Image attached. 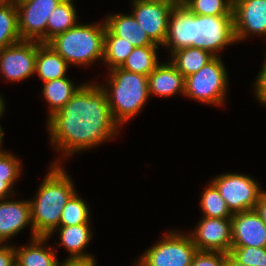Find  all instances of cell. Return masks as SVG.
Segmentation results:
<instances>
[{"mask_svg":"<svg viewBox=\"0 0 266 266\" xmlns=\"http://www.w3.org/2000/svg\"><path fill=\"white\" fill-rule=\"evenodd\" d=\"M46 126L52 145L66 158L109 141L120 132L105 89L89 82L82 84L73 97L48 118Z\"/></svg>","mask_w":266,"mask_h":266,"instance_id":"obj_1","label":"cell"},{"mask_svg":"<svg viewBox=\"0 0 266 266\" xmlns=\"http://www.w3.org/2000/svg\"><path fill=\"white\" fill-rule=\"evenodd\" d=\"M52 162L50 171L39 186L37 195L29 200L33 231L37 236L48 237L56 228L62 210L76 192L72 179L59 163Z\"/></svg>","mask_w":266,"mask_h":266,"instance_id":"obj_2","label":"cell"},{"mask_svg":"<svg viewBox=\"0 0 266 266\" xmlns=\"http://www.w3.org/2000/svg\"><path fill=\"white\" fill-rule=\"evenodd\" d=\"M109 71V82L102 86L107 93L114 120L123 125L135 117L148 101V76L128 72L120 67Z\"/></svg>","mask_w":266,"mask_h":266,"instance_id":"obj_3","label":"cell"},{"mask_svg":"<svg viewBox=\"0 0 266 266\" xmlns=\"http://www.w3.org/2000/svg\"><path fill=\"white\" fill-rule=\"evenodd\" d=\"M105 21L102 23L79 24L57 34L47 44L70 65L88 66L103 60Z\"/></svg>","mask_w":266,"mask_h":266,"instance_id":"obj_4","label":"cell"},{"mask_svg":"<svg viewBox=\"0 0 266 266\" xmlns=\"http://www.w3.org/2000/svg\"><path fill=\"white\" fill-rule=\"evenodd\" d=\"M228 73L221 58L214 57L199 71L185 77V97L199 102L223 106Z\"/></svg>","mask_w":266,"mask_h":266,"instance_id":"obj_5","label":"cell"},{"mask_svg":"<svg viewBox=\"0 0 266 266\" xmlns=\"http://www.w3.org/2000/svg\"><path fill=\"white\" fill-rule=\"evenodd\" d=\"M236 43L233 15L203 16L191 12V47L209 51L213 56Z\"/></svg>","mask_w":266,"mask_h":266,"instance_id":"obj_6","label":"cell"},{"mask_svg":"<svg viewBox=\"0 0 266 266\" xmlns=\"http://www.w3.org/2000/svg\"><path fill=\"white\" fill-rule=\"evenodd\" d=\"M197 247L188 234L171 231L137 261L142 266H191Z\"/></svg>","mask_w":266,"mask_h":266,"instance_id":"obj_7","label":"cell"},{"mask_svg":"<svg viewBox=\"0 0 266 266\" xmlns=\"http://www.w3.org/2000/svg\"><path fill=\"white\" fill-rule=\"evenodd\" d=\"M234 214L255 208L264 190L254 178L238 173H224L212 179Z\"/></svg>","mask_w":266,"mask_h":266,"instance_id":"obj_8","label":"cell"},{"mask_svg":"<svg viewBox=\"0 0 266 266\" xmlns=\"http://www.w3.org/2000/svg\"><path fill=\"white\" fill-rule=\"evenodd\" d=\"M21 40L47 43L48 16L62 0H14Z\"/></svg>","mask_w":266,"mask_h":266,"instance_id":"obj_9","label":"cell"},{"mask_svg":"<svg viewBox=\"0 0 266 266\" xmlns=\"http://www.w3.org/2000/svg\"><path fill=\"white\" fill-rule=\"evenodd\" d=\"M41 44L21 40L0 51V73L7 81L19 82L35 74L37 48Z\"/></svg>","mask_w":266,"mask_h":266,"instance_id":"obj_10","label":"cell"},{"mask_svg":"<svg viewBox=\"0 0 266 266\" xmlns=\"http://www.w3.org/2000/svg\"><path fill=\"white\" fill-rule=\"evenodd\" d=\"M132 4V14L140 27L155 44L163 46L174 5L147 0H133Z\"/></svg>","mask_w":266,"mask_h":266,"instance_id":"obj_11","label":"cell"},{"mask_svg":"<svg viewBox=\"0 0 266 266\" xmlns=\"http://www.w3.org/2000/svg\"><path fill=\"white\" fill-rule=\"evenodd\" d=\"M189 235L200 251L231 252L232 231L231 218L203 217Z\"/></svg>","mask_w":266,"mask_h":266,"instance_id":"obj_12","label":"cell"},{"mask_svg":"<svg viewBox=\"0 0 266 266\" xmlns=\"http://www.w3.org/2000/svg\"><path fill=\"white\" fill-rule=\"evenodd\" d=\"M236 42L252 34L266 36V0H233Z\"/></svg>","mask_w":266,"mask_h":266,"instance_id":"obj_13","label":"cell"},{"mask_svg":"<svg viewBox=\"0 0 266 266\" xmlns=\"http://www.w3.org/2000/svg\"><path fill=\"white\" fill-rule=\"evenodd\" d=\"M232 245L266 247V225L255 209L231 217Z\"/></svg>","mask_w":266,"mask_h":266,"instance_id":"obj_14","label":"cell"},{"mask_svg":"<svg viewBox=\"0 0 266 266\" xmlns=\"http://www.w3.org/2000/svg\"><path fill=\"white\" fill-rule=\"evenodd\" d=\"M27 225H31L32 237H38L33 231L31 221V206L29 200L10 201L0 200V243L21 232Z\"/></svg>","mask_w":266,"mask_h":266,"instance_id":"obj_15","label":"cell"},{"mask_svg":"<svg viewBox=\"0 0 266 266\" xmlns=\"http://www.w3.org/2000/svg\"><path fill=\"white\" fill-rule=\"evenodd\" d=\"M149 95L170 97L177 93L185 94V77L171 63H159L148 75Z\"/></svg>","mask_w":266,"mask_h":266,"instance_id":"obj_16","label":"cell"},{"mask_svg":"<svg viewBox=\"0 0 266 266\" xmlns=\"http://www.w3.org/2000/svg\"><path fill=\"white\" fill-rule=\"evenodd\" d=\"M163 46L170 49V54L191 47V11L182 3L171 10Z\"/></svg>","mask_w":266,"mask_h":266,"instance_id":"obj_17","label":"cell"},{"mask_svg":"<svg viewBox=\"0 0 266 266\" xmlns=\"http://www.w3.org/2000/svg\"><path fill=\"white\" fill-rule=\"evenodd\" d=\"M90 224H79L71 226H59L48 237H51L55 231L58 230L61 246L70 253L67 259L70 260H92L95 259L93 255L85 253V248L91 241Z\"/></svg>","mask_w":266,"mask_h":266,"instance_id":"obj_18","label":"cell"},{"mask_svg":"<svg viewBox=\"0 0 266 266\" xmlns=\"http://www.w3.org/2000/svg\"><path fill=\"white\" fill-rule=\"evenodd\" d=\"M105 24L116 36L124 38L134 47L157 45L140 27L133 14H111L106 16Z\"/></svg>","mask_w":266,"mask_h":266,"instance_id":"obj_19","label":"cell"},{"mask_svg":"<svg viewBox=\"0 0 266 266\" xmlns=\"http://www.w3.org/2000/svg\"><path fill=\"white\" fill-rule=\"evenodd\" d=\"M49 237L38 236L30 244L16 248V266H59L54 249L43 246Z\"/></svg>","mask_w":266,"mask_h":266,"instance_id":"obj_20","label":"cell"},{"mask_svg":"<svg viewBox=\"0 0 266 266\" xmlns=\"http://www.w3.org/2000/svg\"><path fill=\"white\" fill-rule=\"evenodd\" d=\"M69 64L56 53L47 43L37 48L35 75L43 82L66 77Z\"/></svg>","mask_w":266,"mask_h":266,"instance_id":"obj_21","label":"cell"},{"mask_svg":"<svg viewBox=\"0 0 266 266\" xmlns=\"http://www.w3.org/2000/svg\"><path fill=\"white\" fill-rule=\"evenodd\" d=\"M42 93L49 105L48 118L59 111L82 86H76L68 77L44 82Z\"/></svg>","mask_w":266,"mask_h":266,"instance_id":"obj_22","label":"cell"},{"mask_svg":"<svg viewBox=\"0 0 266 266\" xmlns=\"http://www.w3.org/2000/svg\"><path fill=\"white\" fill-rule=\"evenodd\" d=\"M171 63L184 76L187 77L205 66L213 56L209 51L197 47H188L171 53Z\"/></svg>","mask_w":266,"mask_h":266,"instance_id":"obj_23","label":"cell"},{"mask_svg":"<svg viewBox=\"0 0 266 266\" xmlns=\"http://www.w3.org/2000/svg\"><path fill=\"white\" fill-rule=\"evenodd\" d=\"M74 0H62L48 16L47 42L77 24V11Z\"/></svg>","mask_w":266,"mask_h":266,"instance_id":"obj_24","label":"cell"},{"mask_svg":"<svg viewBox=\"0 0 266 266\" xmlns=\"http://www.w3.org/2000/svg\"><path fill=\"white\" fill-rule=\"evenodd\" d=\"M158 48L159 45L135 47L120 68L148 76L159 64L156 52Z\"/></svg>","mask_w":266,"mask_h":266,"instance_id":"obj_25","label":"cell"},{"mask_svg":"<svg viewBox=\"0 0 266 266\" xmlns=\"http://www.w3.org/2000/svg\"><path fill=\"white\" fill-rule=\"evenodd\" d=\"M135 47L116 36L107 26L105 28L103 62L109 70L121 67Z\"/></svg>","mask_w":266,"mask_h":266,"instance_id":"obj_26","label":"cell"},{"mask_svg":"<svg viewBox=\"0 0 266 266\" xmlns=\"http://www.w3.org/2000/svg\"><path fill=\"white\" fill-rule=\"evenodd\" d=\"M21 41L18 30V12L15 1L0 8V51Z\"/></svg>","mask_w":266,"mask_h":266,"instance_id":"obj_27","label":"cell"},{"mask_svg":"<svg viewBox=\"0 0 266 266\" xmlns=\"http://www.w3.org/2000/svg\"><path fill=\"white\" fill-rule=\"evenodd\" d=\"M200 208L203 212V217L231 218L233 216V213L229 210L226 201L212 181L202 192Z\"/></svg>","mask_w":266,"mask_h":266,"instance_id":"obj_28","label":"cell"},{"mask_svg":"<svg viewBox=\"0 0 266 266\" xmlns=\"http://www.w3.org/2000/svg\"><path fill=\"white\" fill-rule=\"evenodd\" d=\"M87 203L75 192L62 210L59 226L90 224V212Z\"/></svg>","mask_w":266,"mask_h":266,"instance_id":"obj_29","label":"cell"},{"mask_svg":"<svg viewBox=\"0 0 266 266\" xmlns=\"http://www.w3.org/2000/svg\"><path fill=\"white\" fill-rule=\"evenodd\" d=\"M182 4L196 15H233V0H183Z\"/></svg>","mask_w":266,"mask_h":266,"instance_id":"obj_30","label":"cell"},{"mask_svg":"<svg viewBox=\"0 0 266 266\" xmlns=\"http://www.w3.org/2000/svg\"><path fill=\"white\" fill-rule=\"evenodd\" d=\"M230 254L241 264L266 266V247L231 246Z\"/></svg>","mask_w":266,"mask_h":266,"instance_id":"obj_31","label":"cell"},{"mask_svg":"<svg viewBox=\"0 0 266 266\" xmlns=\"http://www.w3.org/2000/svg\"><path fill=\"white\" fill-rule=\"evenodd\" d=\"M14 154L1 150L0 146V179H17L21 175V162Z\"/></svg>","mask_w":266,"mask_h":266,"instance_id":"obj_32","label":"cell"},{"mask_svg":"<svg viewBox=\"0 0 266 266\" xmlns=\"http://www.w3.org/2000/svg\"><path fill=\"white\" fill-rule=\"evenodd\" d=\"M226 258L224 252L197 250L191 266H225Z\"/></svg>","mask_w":266,"mask_h":266,"instance_id":"obj_33","label":"cell"},{"mask_svg":"<svg viewBox=\"0 0 266 266\" xmlns=\"http://www.w3.org/2000/svg\"><path fill=\"white\" fill-rule=\"evenodd\" d=\"M264 59L265 61L262 65V69L258 73L256 77L257 79L254 83V93L256 95V99H258L261 104L266 106V58Z\"/></svg>","mask_w":266,"mask_h":266,"instance_id":"obj_34","label":"cell"},{"mask_svg":"<svg viewBox=\"0 0 266 266\" xmlns=\"http://www.w3.org/2000/svg\"><path fill=\"white\" fill-rule=\"evenodd\" d=\"M0 266H16V251L13 244L0 243Z\"/></svg>","mask_w":266,"mask_h":266,"instance_id":"obj_35","label":"cell"},{"mask_svg":"<svg viewBox=\"0 0 266 266\" xmlns=\"http://www.w3.org/2000/svg\"><path fill=\"white\" fill-rule=\"evenodd\" d=\"M17 179H0V200L8 199L14 195L13 185ZM11 194V195H10Z\"/></svg>","mask_w":266,"mask_h":266,"instance_id":"obj_36","label":"cell"},{"mask_svg":"<svg viewBox=\"0 0 266 266\" xmlns=\"http://www.w3.org/2000/svg\"><path fill=\"white\" fill-rule=\"evenodd\" d=\"M256 212L262 219L263 223L266 225V191H263L259 197L255 208Z\"/></svg>","mask_w":266,"mask_h":266,"instance_id":"obj_37","label":"cell"},{"mask_svg":"<svg viewBox=\"0 0 266 266\" xmlns=\"http://www.w3.org/2000/svg\"><path fill=\"white\" fill-rule=\"evenodd\" d=\"M59 266H96V261L95 259H92V260L66 259L62 263H59Z\"/></svg>","mask_w":266,"mask_h":266,"instance_id":"obj_38","label":"cell"},{"mask_svg":"<svg viewBox=\"0 0 266 266\" xmlns=\"http://www.w3.org/2000/svg\"><path fill=\"white\" fill-rule=\"evenodd\" d=\"M225 266H248V265L241 264L230 253H228L225 261Z\"/></svg>","mask_w":266,"mask_h":266,"instance_id":"obj_39","label":"cell"},{"mask_svg":"<svg viewBox=\"0 0 266 266\" xmlns=\"http://www.w3.org/2000/svg\"><path fill=\"white\" fill-rule=\"evenodd\" d=\"M5 111V102L4 99L2 98V96L0 95V117H3ZM0 131L3 133V128L0 125Z\"/></svg>","mask_w":266,"mask_h":266,"instance_id":"obj_40","label":"cell"},{"mask_svg":"<svg viewBox=\"0 0 266 266\" xmlns=\"http://www.w3.org/2000/svg\"><path fill=\"white\" fill-rule=\"evenodd\" d=\"M147 1L165 2V3H168V4H172L174 6L182 3L180 0H147Z\"/></svg>","mask_w":266,"mask_h":266,"instance_id":"obj_41","label":"cell"},{"mask_svg":"<svg viewBox=\"0 0 266 266\" xmlns=\"http://www.w3.org/2000/svg\"><path fill=\"white\" fill-rule=\"evenodd\" d=\"M12 0H0V8L9 4Z\"/></svg>","mask_w":266,"mask_h":266,"instance_id":"obj_42","label":"cell"},{"mask_svg":"<svg viewBox=\"0 0 266 266\" xmlns=\"http://www.w3.org/2000/svg\"><path fill=\"white\" fill-rule=\"evenodd\" d=\"M2 140H3V133L0 131V146L2 144Z\"/></svg>","mask_w":266,"mask_h":266,"instance_id":"obj_43","label":"cell"},{"mask_svg":"<svg viewBox=\"0 0 266 266\" xmlns=\"http://www.w3.org/2000/svg\"><path fill=\"white\" fill-rule=\"evenodd\" d=\"M136 266H142V265H140L138 262H136V264H135Z\"/></svg>","mask_w":266,"mask_h":266,"instance_id":"obj_44","label":"cell"}]
</instances>
